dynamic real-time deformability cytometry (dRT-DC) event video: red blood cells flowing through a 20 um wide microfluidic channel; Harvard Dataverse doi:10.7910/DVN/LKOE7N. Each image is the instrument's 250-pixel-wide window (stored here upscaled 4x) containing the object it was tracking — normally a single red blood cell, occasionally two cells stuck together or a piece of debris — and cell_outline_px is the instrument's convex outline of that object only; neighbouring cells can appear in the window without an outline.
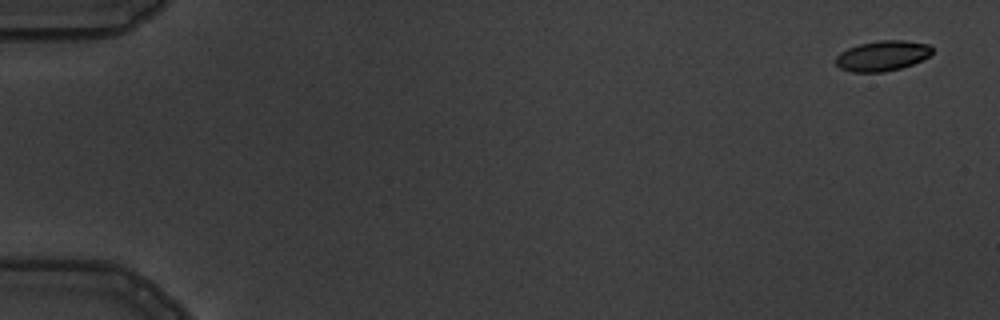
{"species": "common noctule bat (a hibernating species)", "species_latin": "Nyctalus noctula", "temperature_condition": "warm", "stored_images_in_passage": 7, "camera_frame_rate_fps": 3000, "um_per_image_px": 0.085, "animal": {"sex": "male", "body_mass_g": 19.5, "forearm_length_mm": 54.6}, "frame": {"image": 1, "passage_image": 1, "time_ms": 0.0, "image_size_px": [1000, 320], "cell_outline_px": [[932, 52], [928, 56], [912, 64], [900, 68], [884, 72], [852, 72], [840, 68], [836, 64], [836, 56], [840, 52], [848, 48], [860, 44], [880, 40], [904, 40], [928, 44], [932, 48]], "centroid_in_image_um": [74.98, 4.74], "position_along_channel_um": 10.0, "area_um2": 16.88}}
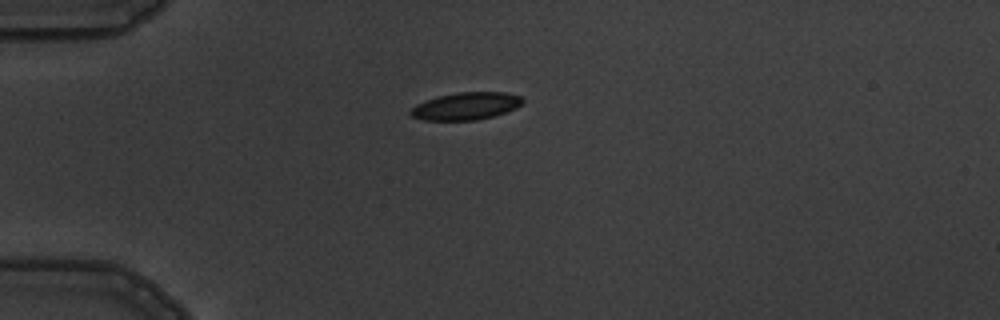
{"frame": {"image": 2, "passage_image": 5, "time_ms": 4.333, "image_size_px": [1000, 320], "cell_outline_px": [[524, 100], [516, 108], [492, 116], [476, 120], [424, 120], [412, 116], [408, 112], [416, 104], [424, 100], [436, 96], [456, 92], [504, 92], [520, 96]], "centroid_in_image_um": [39.56, 9.0], "position_along_channel_um": 45.4, "area_um2": 17.86}}